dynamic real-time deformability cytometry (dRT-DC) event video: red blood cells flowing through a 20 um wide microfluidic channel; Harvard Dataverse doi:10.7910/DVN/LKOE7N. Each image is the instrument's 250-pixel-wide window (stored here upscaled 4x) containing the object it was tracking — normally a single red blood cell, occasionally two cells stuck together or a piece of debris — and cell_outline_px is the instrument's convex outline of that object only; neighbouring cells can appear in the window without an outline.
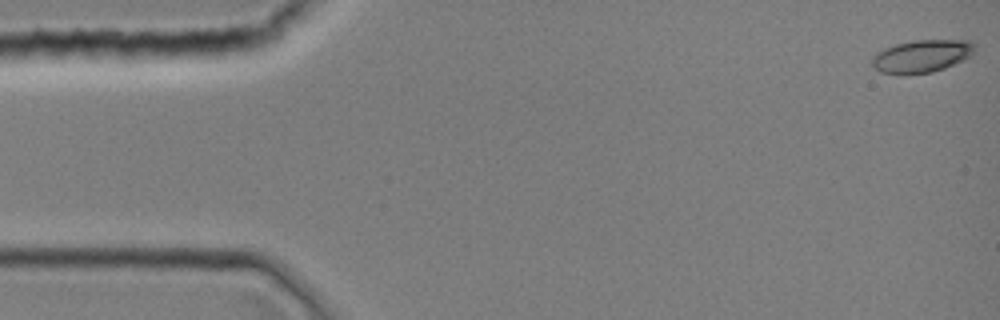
{"species": "common noctule bat (a hibernating species)", "species_latin": "Nyctalus noctula", "temperature_condition": "room temperature", "stored_images_in_passage": 10, "camera_frame_rate_fps": 3000, "um_per_image_px": 0.085, "animal": {"sex": "female", "body_mass_g": 19.0, "forearm_length_mm": 51.5}, "frame": {"image": 1, "passage_image": 1, "time_ms": 0.0, "image_size_px": [1000, 320], "cell_outline_px": [[976, 48], [972, 56], [964, 60], [944, 68], [932, 72], [880, 72], [872, 64], [872, 56], [876, 52], [884, 48], [896, 44], [916, 40], [968, 40], [976, 44]], "centroid_in_image_um": [78.41, 4.73], "position_along_channel_um": 6.6, "area_um2": 19.19}}
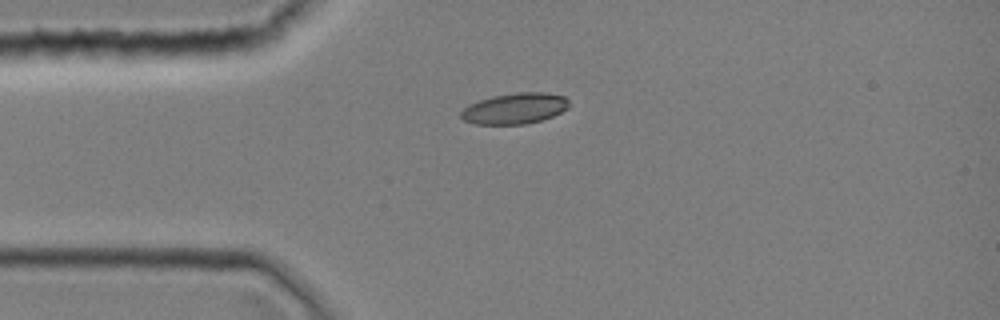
{"frame": {"image": 2, "passage_image": 10, "time_ms": 3.0, "image_size_px": [1000, 320], "cell_outline_px": [[568, 108], [552, 116], [540, 120], [524, 124], [476, 124], [464, 120], [460, 116], [460, 112], [468, 104], [492, 96], [516, 92], [544, 92], [564, 96], [568, 100]], "centroid_in_image_um": [43.73, 9.21], "position_along_channel_um": 41.3, "area_um2": 19.36}}